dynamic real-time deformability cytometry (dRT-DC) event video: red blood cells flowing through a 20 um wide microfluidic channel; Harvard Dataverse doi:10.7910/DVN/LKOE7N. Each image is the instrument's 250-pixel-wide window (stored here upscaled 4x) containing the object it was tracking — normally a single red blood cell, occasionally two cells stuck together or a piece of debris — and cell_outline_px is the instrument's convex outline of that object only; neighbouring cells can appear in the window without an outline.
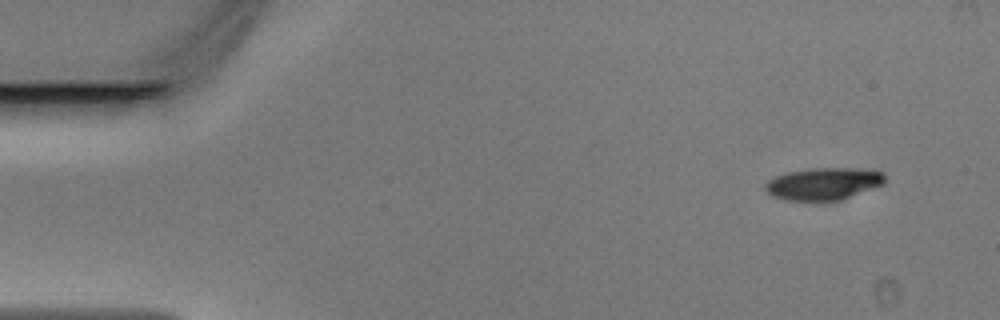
{"species": "Egyptian fruit bat (a non-hibernating species)", "species_latin": "Rousettus aegyptiacus", "temperature_condition": "warm", "stored_images_in_passage": 48, "camera_frame_rate_fps": 3000, "um_per_image_px": 0.085, "animal": {"sex": "male"}, "frame": {"image": 1, "passage_image": 4, "time_ms": 1.0, "image_size_px": [1000, 320], "cell_outline_px": [[884, 184], [840, 200], [784, 200], [772, 196], [764, 188], [764, 184], [768, 180], [776, 176], [788, 172], [816, 168], [848, 168], [880, 172], [884, 176]], "centroid_in_image_um": [69.94, 15.63], "position_along_channel_um": 15.1, "area_um2": 22.02}}
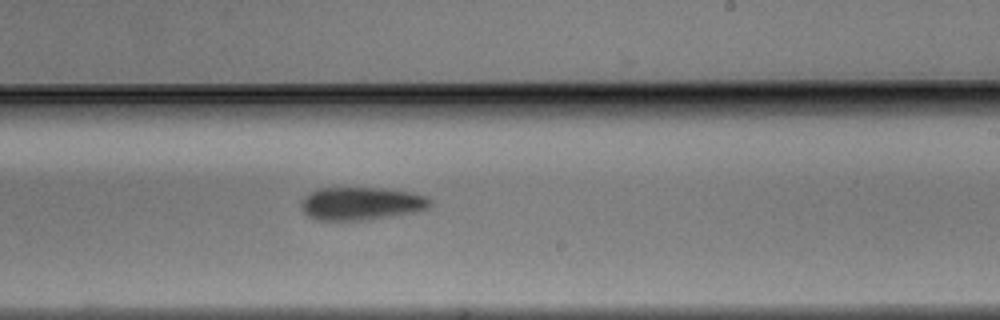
{"frame": {"image": 2, "passage_image": 29, "time_ms": 9.333, "image_size_px": [1000, 320], "cell_outline_px": [[432, 204], [428, 208], [416, 212], [368, 220], [320, 220], [308, 216], [304, 212], [300, 204], [300, 200], [304, 196], [320, 188], [384, 188], [408, 192], [428, 196], [432, 200]], "centroid_in_image_um": [30.73, 17.3], "position_along_channel_um": 258.3, "area_um2": 24.91}}
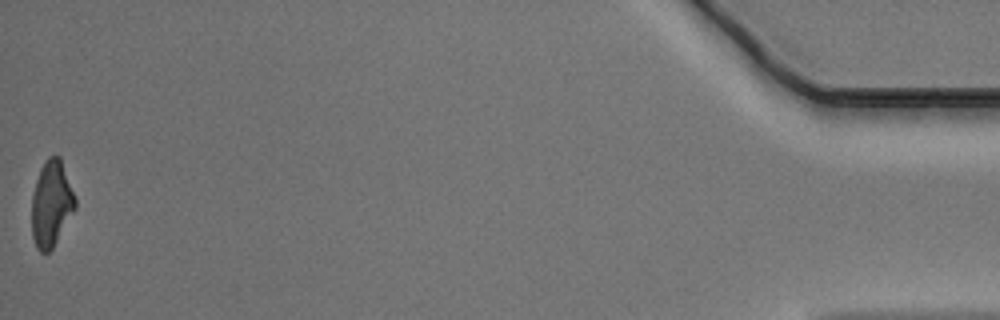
{"frame": {"image": 3, "passage_image": 48, "time_ms": 15.667, "image_size_px": [1000, 320], "cell_outline_px": [[76, 208], [52, 248], [48, 252], [40, 252], [36, 248], [32, 236], [32, 196], [36, 180], [40, 168], [48, 156], [60, 156], [76, 200]], "centroid_in_image_um": [4.35, 17.31], "position_along_channel_um": 430.8, "area_um2": 21.62}}